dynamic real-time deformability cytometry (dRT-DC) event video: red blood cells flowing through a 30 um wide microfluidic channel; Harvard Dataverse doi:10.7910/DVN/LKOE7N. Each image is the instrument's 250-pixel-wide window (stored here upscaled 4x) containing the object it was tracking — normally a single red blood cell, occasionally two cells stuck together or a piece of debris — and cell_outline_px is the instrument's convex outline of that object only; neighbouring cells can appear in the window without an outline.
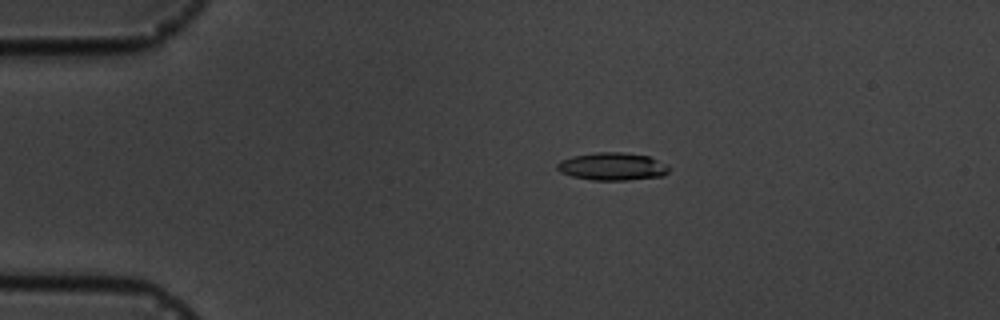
{"species": "common noctule bat (a hibernating species)", "species_latin": "Nyctalus noctula", "temperature_condition": "cold", "stored_images_in_passage": 10, "camera_frame_rate_fps": 3000, "um_per_image_px": 0.085, "animal": {"sex": "male", "body_mass_g": 19.5, "forearm_length_mm": 54.6}, "frame": {"image": 1, "passage_image": 4, "time_ms": 3.333, "image_size_px": [1000, 320], "cell_outline_px": [[668, 172], [664, 176], [628, 180], [592, 180], [572, 176], [560, 172], [556, 168], [556, 164], [560, 160], [572, 156], [596, 152], [624, 152], [648, 156], [664, 164], [668, 168]], "centroid_in_image_um": [52.01, 14.15], "position_along_channel_um": 33.0, "area_um2": 18.03}}
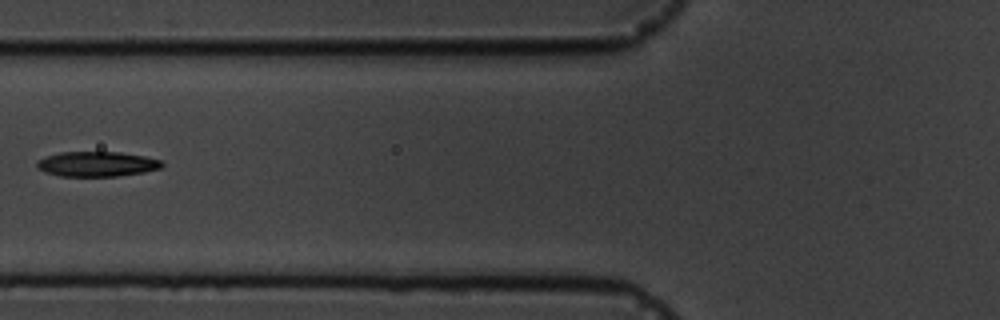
{"frame": {"image": 2, "passage_image": 7, "time_ms": 7.0, "image_size_px": [1000, 320], "cell_outline_px": [[164, 164], [160, 168], [144, 172], [116, 176], [60, 176], [44, 172], [36, 168], [36, 160], [60, 152], [120, 152], [144, 156], [160, 160]], "centroid_in_image_um": [8.2, 13.94], "position_along_channel_um": 117.6, "area_um2": 18.21}}
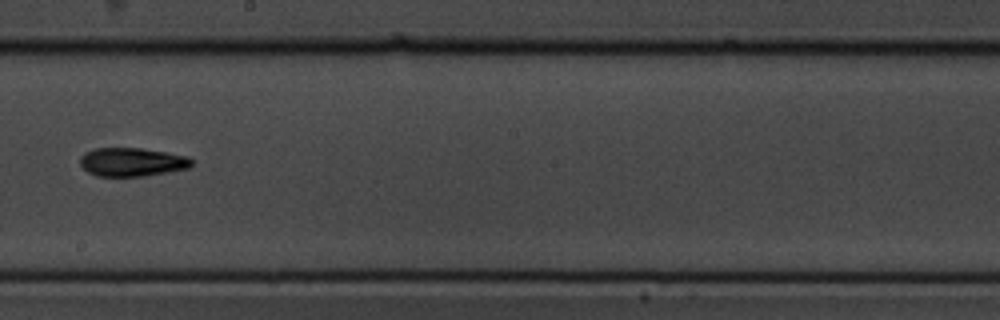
{"frame": {"image": 3, "passage_image": 10, "time_ms": 10.333, "image_size_px": [1000, 320], "cell_outline_px": [[192, 164], [188, 168], [168, 172], [144, 176], [96, 176], [88, 172], [80, 164], [80, 156], [84, 152], [96, 148], [140, 148], [188, 156], [192, 160]], "centroid_in_image_um": [11.2, 13.77], "position_along_channel_um": 237.0, "area_um2": 18.55}}